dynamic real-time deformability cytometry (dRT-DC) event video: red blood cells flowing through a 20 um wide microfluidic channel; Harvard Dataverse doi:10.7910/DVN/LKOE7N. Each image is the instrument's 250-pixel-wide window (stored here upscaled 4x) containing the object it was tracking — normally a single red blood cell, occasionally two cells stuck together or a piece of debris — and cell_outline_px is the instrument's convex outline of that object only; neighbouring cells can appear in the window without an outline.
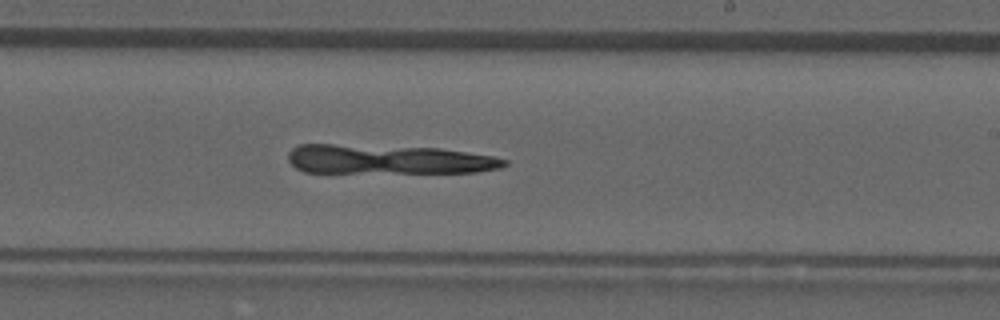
{"species": "common noctule bat (a hibernating species)", "species_latin": "Nyctalus noctula", "temperature_condition": "room temperature", "stored_images_in_passage": 31, "camera_frame_rate_fps": 3000, "um_per_image_px": 0.085, "animal": {"sex": "male", "forearm_length_mm": 52.5}, "frame": {"image": 1, "passage_image": 16, "time_ms": 5.0, "image_size_px": [1000, 320], "cell_outline_px": [[508, 164], [500, 168], [476, 172], [304, 172], [296, 168], [288, 160], [288, 152], [292, 148], [300, 144], [332, 144], [440, 148], [468, 152], [492, 156], [508, 160]], "centroid_in_image_um": [32.98, 13.54], "position_along_channel_um": 256.0, "area_um2": 36.82}}